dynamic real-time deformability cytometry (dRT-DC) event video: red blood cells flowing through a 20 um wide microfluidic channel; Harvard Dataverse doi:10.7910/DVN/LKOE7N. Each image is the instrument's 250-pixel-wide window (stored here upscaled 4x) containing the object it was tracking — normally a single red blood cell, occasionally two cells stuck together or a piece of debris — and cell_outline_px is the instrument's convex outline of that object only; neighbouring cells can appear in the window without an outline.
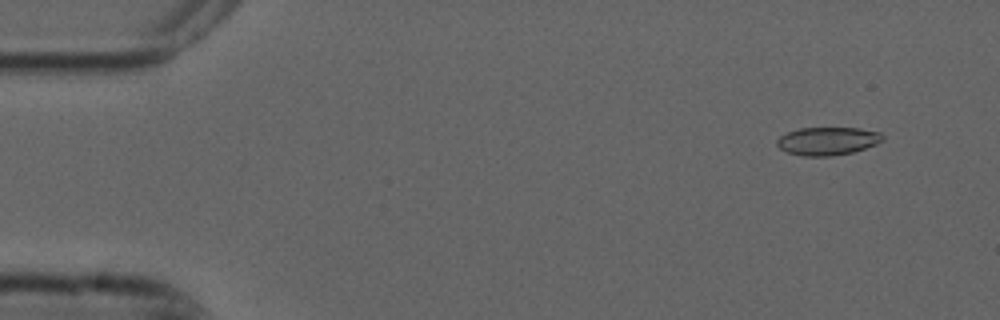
{"species": "common noctule bat (a hibernating species)", "species_latin": "Nyctalus noctula", "temperature_condition": "cold", "stored_images_in_passage": 4, "camera_frame_rate_fps": 3000, "um_per_image_px": 0.085, "animal": {"sex": "male", "forearm_length_mm": 52.5}, "frame": {"image": 1, "passage_image": 1, "time_ms": 0.0, "image_size_px": [1000, 320], "cell_outline_px": [[884, 140], [876, 144], [852, 152], [832, 156], [804, 156], [788, 152], [780, 148], [776, 144], [776, 140], [780, 136], [788, 132], [800, 128], [860, 128], [880, 132], [884, 136]], "centroid_in_image_um": [70.36, 11.98], "position_along_channel_um": 14.6, "area_um2": 17.22}}
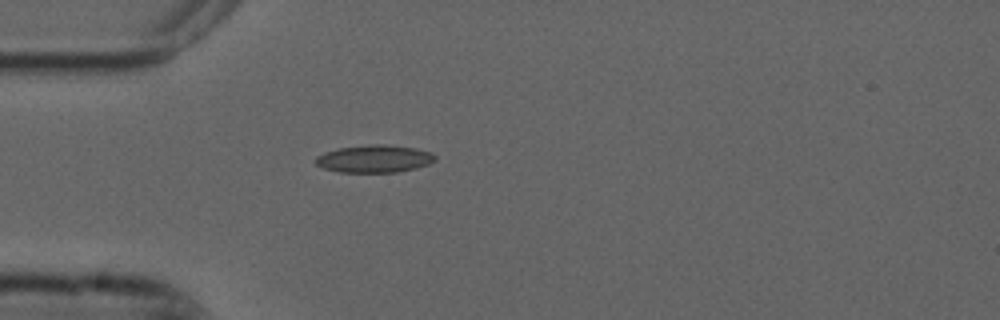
{"frame": {"image": 2, "passage_image": 4, "time_ms": 1.0, "image_size_px": [1000, 320], "cell_outline_px": [[436, 160], [428, 164], [416, 168], [396, 172], [340, 172], [324, 168], [316, 164], [312, 160], [316, 156], [324, 152], [340, 148], [376, 144], [384, 144], [416, 148], [432, 152], [436, 156]], "centroid_in_image_um": [31.82, 13.49], "position_along_channel_um": 53.2, "area_um2": 19.19}}